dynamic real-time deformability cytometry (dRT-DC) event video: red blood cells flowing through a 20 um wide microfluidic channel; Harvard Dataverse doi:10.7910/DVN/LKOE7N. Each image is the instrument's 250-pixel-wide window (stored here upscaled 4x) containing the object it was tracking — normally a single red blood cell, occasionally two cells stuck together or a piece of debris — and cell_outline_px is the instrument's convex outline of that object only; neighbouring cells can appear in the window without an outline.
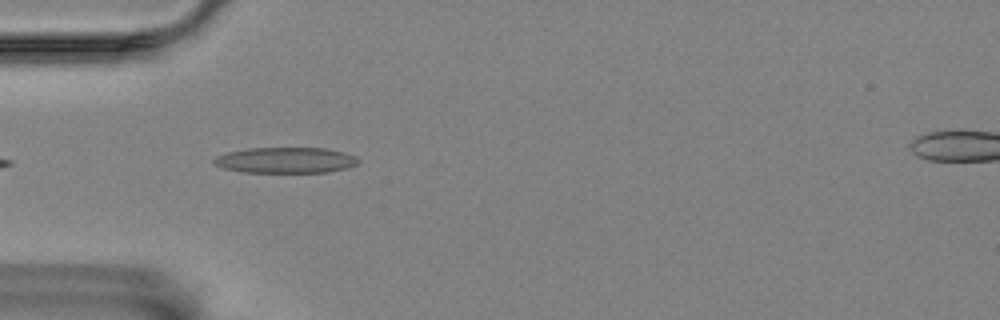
{"species": "Egyptian fruit bat (a non-hibernating species)", "species_latin": "Rousettus aegyptiacus", "temperature_condition": "room temperature", "stored_images_in_passage": 26, "camera_frame_rate_fps": 3000, "um_per_image_px": 0.085, "animal": {"sex": "female"}, "frame": {"image": 1, "passage_image": 1, "time_ms": 0.0, "image_size_px": [1000, 320], "cell_outline_px": [[360, 160], [356, 164], [348, 168], [328, 172], [244, 172], [224, 168], [212, 164], [212, 160], [216, 156], [228, 152], [252, 148], [328, 148], [356, 156]], "centroid_in_image_um": [24.29, 13.62], "position_along_channel_um": 60.7, "area_um2": 21.68}}